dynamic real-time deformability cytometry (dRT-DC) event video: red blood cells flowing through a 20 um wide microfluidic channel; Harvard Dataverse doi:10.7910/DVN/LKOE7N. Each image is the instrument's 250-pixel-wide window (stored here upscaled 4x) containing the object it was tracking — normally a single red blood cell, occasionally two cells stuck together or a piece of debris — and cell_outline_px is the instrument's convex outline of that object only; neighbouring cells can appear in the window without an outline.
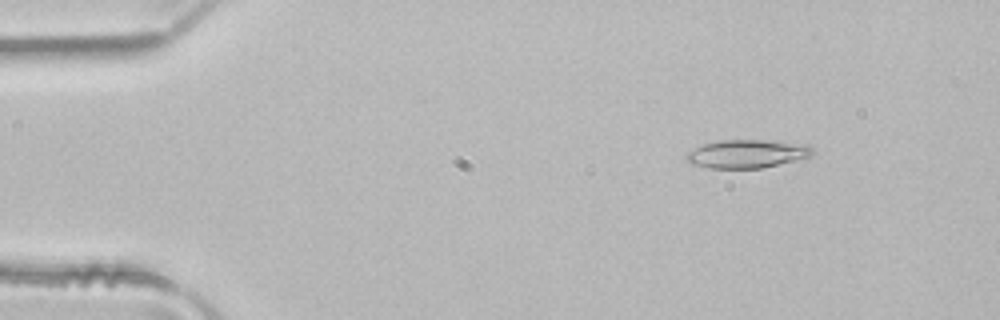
{"species": "common noctule bat (a hibernating species)", "species_latin": "Nyctalus noctula", "temperature_condition": "room temperature", "stored_images_in_passage": 4, "camera_frame_rate_fps": 3000, "um_per_image_px": 0.085, "animal": {"sex": "male", "body_mass_g": 21.5, "forearm_length_mm": 52.0}, "frame": {"image": 1, "passage_image": 2, "time_ms": 0.333, "image_size_px": [1000, 320], "cell_outline_px": [[816, 152], [812, 156], [760, 168], [708, 168], [688, 164], [684, 160], [684, 156], [688, 152], [704, 144], [720, 140], [776, 140], [808, 144]], "centroid_in_image_um": [63.49, 13.07], "position_along_channel_um": 21.5, "area_um2": 21.1}}